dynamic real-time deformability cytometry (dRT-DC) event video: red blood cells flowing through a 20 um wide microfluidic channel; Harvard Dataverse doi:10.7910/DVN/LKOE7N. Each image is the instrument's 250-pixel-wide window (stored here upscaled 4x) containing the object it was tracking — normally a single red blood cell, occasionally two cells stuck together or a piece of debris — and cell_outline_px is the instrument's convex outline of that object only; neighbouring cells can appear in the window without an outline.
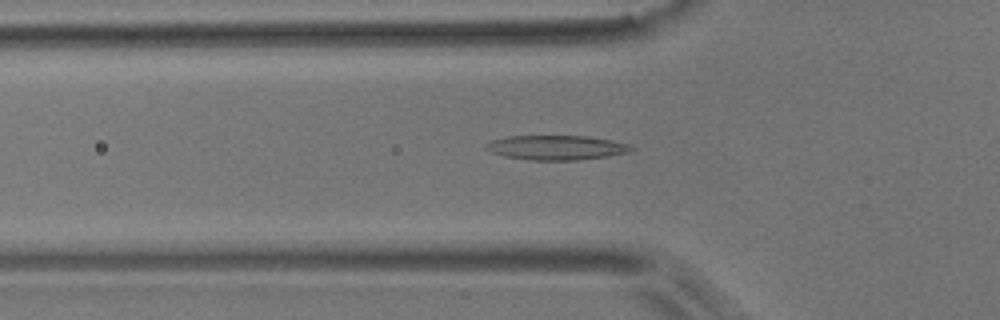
{"species": "common noctule bat (a hibernating species)", "species_latin": "Nyctalus noctula", "temperature_condition": "room temperature", "stored_images_in_passage": 40, "camera_frame_rate_fps": 3000, "um_per_image_px": 0.085, "animal": {"sex": "male", "body_mass_g": 17.9}, "frame": {"image": 1, "passage_image": 11, "time_ms": 3.333, "image_size_px": [1000, 320], "cell_outline_px": [[636, 148], [628, 152], [608, 156], [576, 160], [532, 160], [504, 156], [492, 152], [484, 148], [484, 144], [492, 140], [508, 136], [588, 136], [612, 140], [628, 144]], "centroid_in_image_um": [47.29, 12.54], "position_along_channel_um": 78.5, "area_um2": 20.75}}
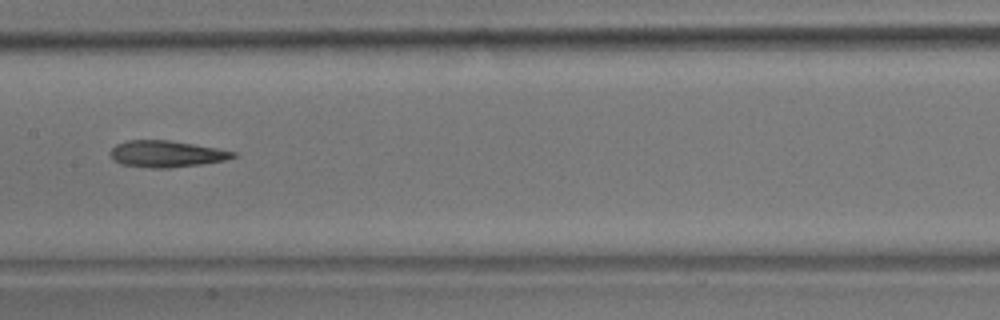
{"frame": {"image": 2, "passage_image": 20, "time_ms": 6.333, "image_size_px": [1000, 320], "cell_outline_px": [[236, 156], [224, 160], [200, 164], [168, 168], [152, 168], [120, 164], [112, 160], [108, 152], [116, 144], [128, 140], [168, 140], [216, 148], [236, 152]], "centroid_in_image_um": [14.07, 13.08], "position_along_channel_um": 193.3, "area_um2": 18.9}}
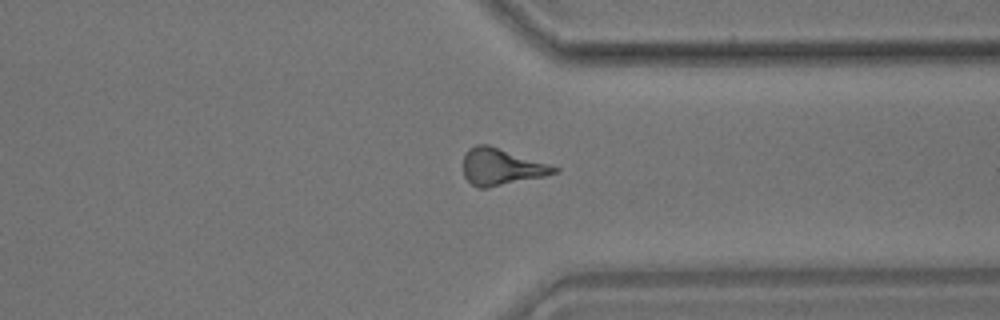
{"frame": {"image": 3, "passage_image": 34, "time_ms": 11.0, "image_size_px": [1000, 320], "cell_outline_px": [[560, 172], [544, 176], [488, 188], [480, 188], [472, 184], [464, 176], [464, 152], [468, 148], [476, 144], [488, 144], [560, 168]], "centroid_in_image_um": [42.6, 14.17], "position_along_channel_um": 368.8, "area_um2": 19.36}}